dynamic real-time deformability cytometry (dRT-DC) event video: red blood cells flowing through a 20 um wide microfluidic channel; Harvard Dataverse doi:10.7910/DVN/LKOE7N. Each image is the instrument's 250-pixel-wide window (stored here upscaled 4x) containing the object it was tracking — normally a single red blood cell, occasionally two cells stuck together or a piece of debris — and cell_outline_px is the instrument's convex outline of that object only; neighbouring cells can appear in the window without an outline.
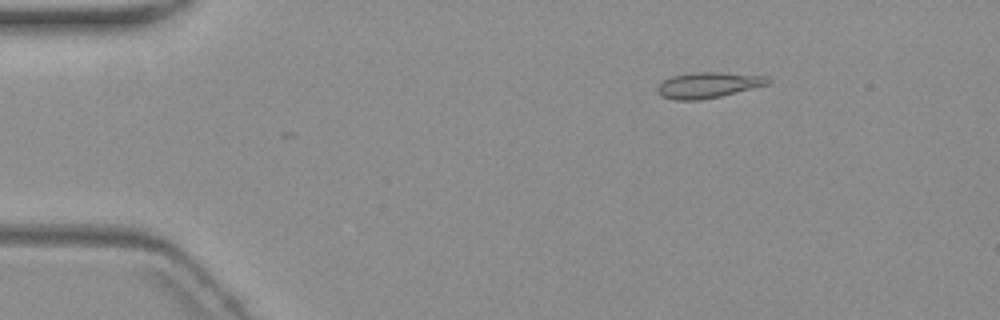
{"species": "common noctule bat (a hibernating species)", "species_latin": "Nyctalus noctula", "temperature_condition": "warm", "stored_images_in_passage": 4, "camera_frame_rate_fps": 3000, "um_per_image_px": 0.085, "animal": {"sex": "female", "body_mass_g": 19.3, "forearm_length_mm": 54.1}, "frame": {"image": 1, "passage_image": 2, "time_ms": 1.333, "image_size_px": [1000, 320], "cell_outline_px": [[772, 80], [768, 84], [720, 96], [700, 100], [676, 100], [660, 96], [656, 92], [656, 88], [664, 80], [672, 76], [692, 72], [720, 72], [768, 76]], "centroid_in_image_um": [60.17, 7.22], "position_along_channel_um": 24.8, "area_um2": 16.59}}